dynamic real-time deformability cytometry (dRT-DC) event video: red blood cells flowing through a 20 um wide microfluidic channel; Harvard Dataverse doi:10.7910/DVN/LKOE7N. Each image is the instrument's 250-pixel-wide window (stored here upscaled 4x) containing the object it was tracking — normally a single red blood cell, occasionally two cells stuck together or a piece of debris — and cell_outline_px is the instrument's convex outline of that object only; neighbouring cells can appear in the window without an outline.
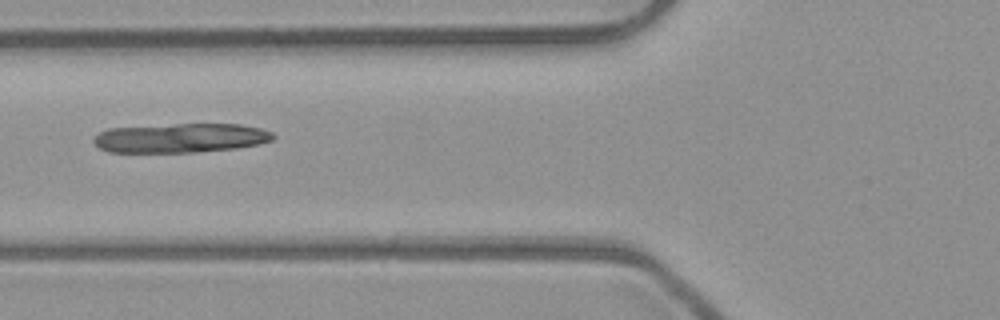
{"species": "common noctule bat (a hibernating species)", "species_latin": "Nyctalus noctula", "temperature_condition": "room temperature", "stored_images_in_passage": 8, "camera_frame_rate_fps": 3000, "um_per_image_px": 0.085, "animal": {"sex": "male", "body_mass_g": 23.1, "forearm_length_mm": 52.7}, "frame": {"image": 1, "passage_image": 7, "time_ms": 2.0, "image_size_px": [1000, 320], "cell_outline_px": [[276, 136], [272, 140], [256, 144], [236, 148], [196, 152], [108, 152], [100, 148], [92, 140], [100, 132], [108, 128], [176, 124], [240, 124], [260, 128], [272, 132]], "centroid_in_image_um": [15.35, 11.72], "position_along_channel_um": 110.4, "area_um2": 30.52}}